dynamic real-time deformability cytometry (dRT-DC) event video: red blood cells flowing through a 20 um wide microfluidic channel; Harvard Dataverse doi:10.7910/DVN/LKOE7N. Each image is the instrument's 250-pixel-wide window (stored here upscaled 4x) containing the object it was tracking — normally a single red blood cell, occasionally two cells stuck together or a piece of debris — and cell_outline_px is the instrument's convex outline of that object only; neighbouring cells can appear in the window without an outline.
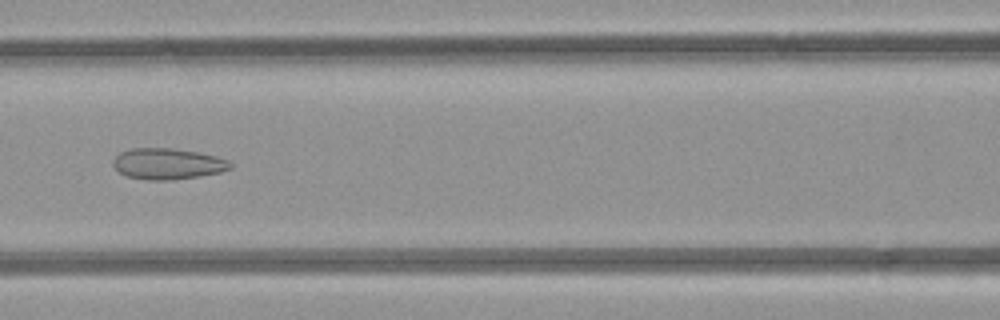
{"species": "common noctule bat (a hibernating species)", "species_latin": "Nyctalus noctula", "temperature_condition": "room temperature", "stored_images_in_passage": 6, "camera_frame_rate_fps": 3000, "um_per_image_px": 0.085, "animal": {"sex": "female", "body_mass_g": 21.9}, "frame": {"image": 1, "passage_image": 6, "time_ms": 5.667, "image_size_px": [1000, 320], "cell_outline_px": [[232, 168], [220, 172], [200, 176], [168, 180], [148, 180], [128, 176], [120, 172], [112, 164], [112, 160], [120, 152], [132, 148], [172, 148], [196, 152], [216, 156], [228, 160], [232, 164]], "centroid_in_image_um": [14.25, 13.92], "position_along_channel_um": 152.3, "area_um2": 21.1}}